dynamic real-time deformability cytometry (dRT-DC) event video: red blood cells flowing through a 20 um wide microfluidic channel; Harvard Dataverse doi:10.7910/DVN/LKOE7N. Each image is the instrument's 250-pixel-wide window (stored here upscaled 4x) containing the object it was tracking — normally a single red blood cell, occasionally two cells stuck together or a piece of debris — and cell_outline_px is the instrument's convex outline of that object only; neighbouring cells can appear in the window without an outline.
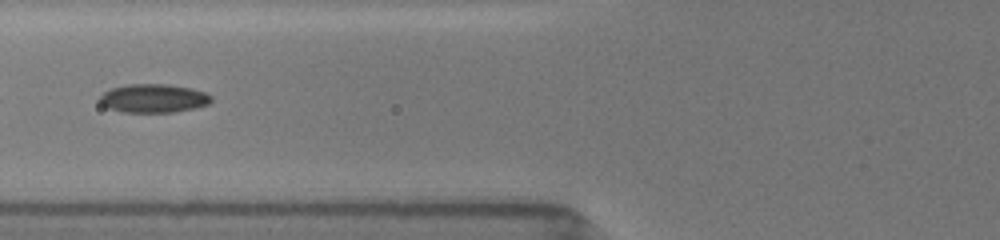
{"species": "common noctule bat (a hibernating species)", "species_latin": "Nyctalus noctula", "temperature_condition": "room temperature", "stored_images_in_passage": 11, "camera_frame_rate_fps": 3000, "um_per_image_px": 0.085, "animal": {"sex": "female", "body_mass_g": 19.5, "forearm_length_mm": 54.1}, "frame": {"image": 1, "passage_image": 4, "time_ms": 1.667, "image_size_px": [1000, 240], "cell_outline_px": [[212, 100], [208, 104], [192, 108], [172, 112], [124, 112], [108, 108], [100, 104], [100, 96], [104, 92], [112, 88], [124, 84], [168, 84], [192, 88], [204, 92], [212, 96]], "centroid_in_image_um": [13.03, 8.35], "position_along_channel_um": 112.8, "area_um2": 18.55}}
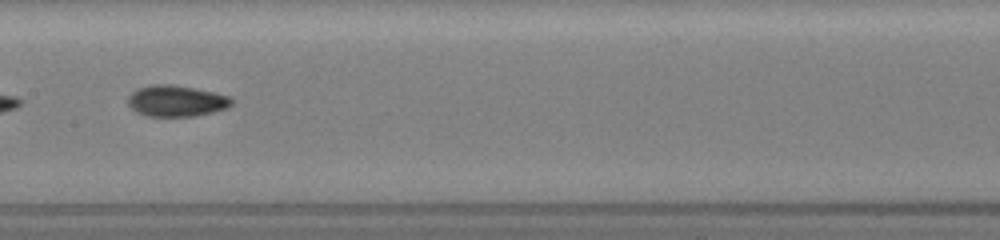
{"frame": {"image": 2, "passage_image": 8, "time_ms": 3.667, "image_size_px": [1000, 240], "cell_outline_px": [[232, 104], [228, 108], [196, 116], [148, 116], [136, 112], [128, 104], [128, 96], [136, 88], [152, 84], [172, 84], [216, 92], [228, 96], [232, 100]], "centroid_in_image_um": [14.98, 8.57], "position_along_channel_um": 192.4, "area_um2": 18.96}}